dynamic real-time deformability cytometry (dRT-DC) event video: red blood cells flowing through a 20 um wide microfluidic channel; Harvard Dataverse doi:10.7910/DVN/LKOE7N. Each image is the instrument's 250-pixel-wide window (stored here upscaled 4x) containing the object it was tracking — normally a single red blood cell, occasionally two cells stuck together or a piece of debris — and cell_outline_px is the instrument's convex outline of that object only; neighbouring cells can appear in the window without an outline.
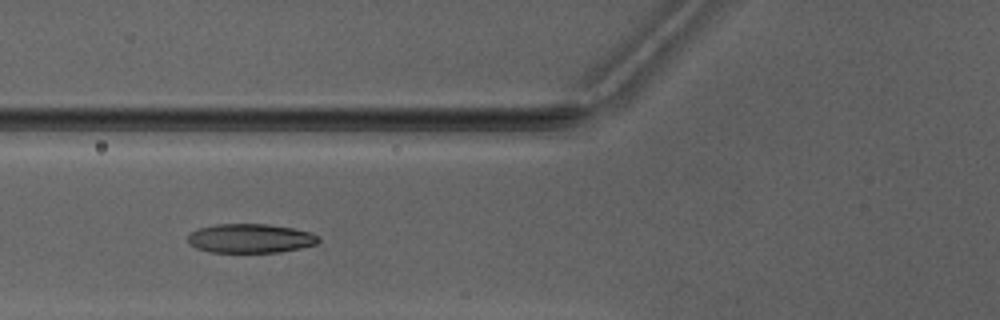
{"species": "Egyptian fruit bat (a non-hibernating species)", "species_latin": "Rousettus aegyptiacus", "temperature_condition": "warm", "stored_images_in_passage": 6, "camera_frame_rate_fps": 3000, "um_per_image_px": 0.085, "animal": {"sex": "male"}, "frame": {"image": 1, "passage_image": 4, "time_ms": 4.333, "image_size_px": [1000, 320], "cell_outline_px": [[320, 240], [316, 244], [300, 248], [276, 252], [208, 252], [196, 248], [188, 244], [188, 236], [196, 228], [216, 224], [268, 224], [292, 228], [312, 232], [320, 236]], "centroid_in_image_um": [21.27, 20.26], "position_along_channel_um": 104.5, "area_um2": 22.31}}
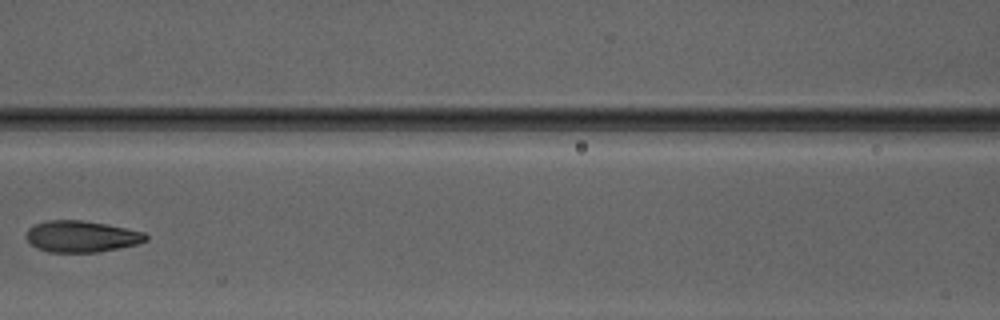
{"frame": {"image": 2, "passage_image": 5, "time_ms": 5.667, "image_size_px": [1000, 320], "cell_outline_px": [[148, 240], [136, 244], [96, 252], [48, 252], [36, 248], [24, 236], [28, 228], [32, 224], [48, 220], [84, 220], [144, 232], [148, 236]], "centroid_in_image_um": [6.86, 20.09], "position_along_channel_um": 159.7, "area_um2": 21.85}}
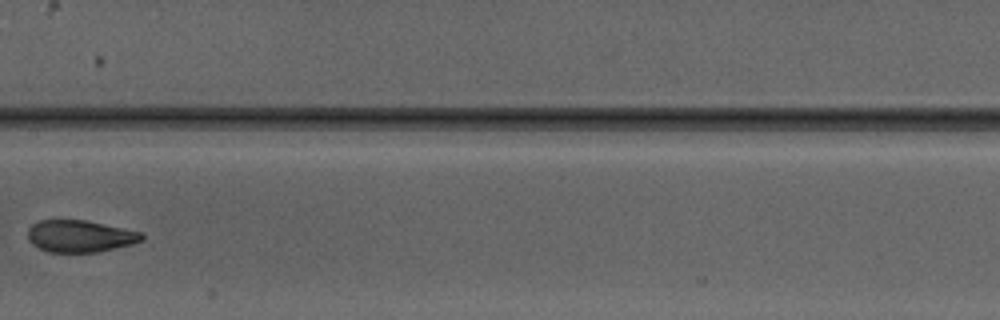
{"frame": {"image": 3, "passage_image": 6, "time_ms": 6.667, "image_size_px": [1000, 320], "cell_outline_px": [[144, 236], [140, 240], [132, 244], [100, 252], [48, 252], [32, 244], [28, 240], [28, 228], [32, 224], [40, 220], [84, 220], [144, 232]], "centroid_in_image_um": [6.8, 20.07], "position_along_channel_um": 200.6, "area_um2": 21.27}}